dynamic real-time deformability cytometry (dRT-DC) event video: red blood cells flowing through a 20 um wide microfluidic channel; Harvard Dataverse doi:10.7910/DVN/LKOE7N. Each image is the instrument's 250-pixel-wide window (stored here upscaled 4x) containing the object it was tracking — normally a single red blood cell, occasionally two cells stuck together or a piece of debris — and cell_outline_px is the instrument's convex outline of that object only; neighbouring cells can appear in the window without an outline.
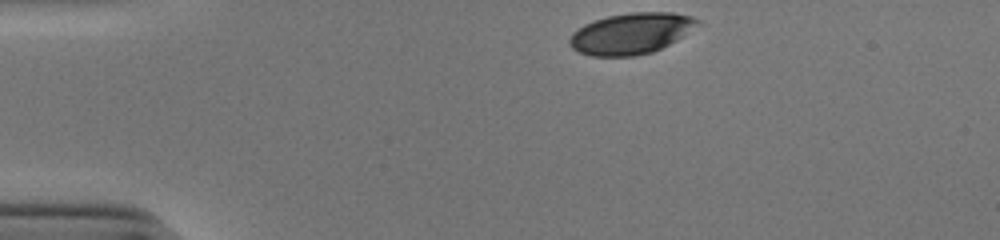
{"species": "human", "species_latin": "Homo sapiens", "temperature_condition": "cold", "stored_images_in_passage": 6, "segment_of_instrument_passage": [1, 2], "camera_frame_rate_fps": 3000, "um_per_image_px": 0.085, "donor": {"sex": "male"}, "frame": {"image": 1, "passage_image": 1, "time_ms": 0.0, "image_size_px": [1000, 240], "cell_outline_px": [[700, 20], [684, 36], [652, 52], [636, 56], [592, 56], [580, 52], [572, 48], [568, 44], [568, 40], [572, 32], [584, 24], [608, 16], [632, 12], [672, 12], [692, 16]], "centroid_in_image_um": [53.61, 2.84], "position_along_channel_um": 31.4, "area_um2": 30.46}}